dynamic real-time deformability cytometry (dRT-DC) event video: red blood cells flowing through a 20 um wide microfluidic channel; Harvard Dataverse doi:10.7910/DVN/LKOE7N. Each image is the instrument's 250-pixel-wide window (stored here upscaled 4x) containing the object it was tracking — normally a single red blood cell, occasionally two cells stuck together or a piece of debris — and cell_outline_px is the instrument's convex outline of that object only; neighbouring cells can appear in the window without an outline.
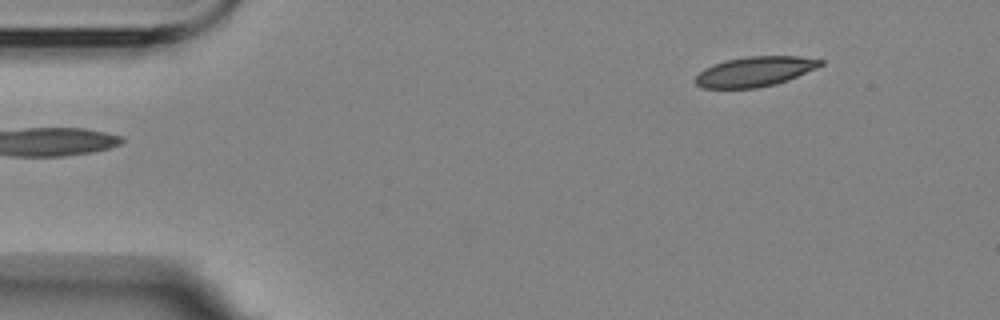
{"species": "Egyptian fruit bat (a non-hibernating species)", "species_latin": "Rousettus aegyptiacus", "temperature_condition": "room temperature", "stored_images_in_passage": 2, "camera_frame_rate_fps": 3000, "um_per_image_px": 0.085, "animal": {"sex": "female"}, "frame": {"image": 1, "passage_image": 2, "time_ms": 1.0, "image_size_px": [1000, 320], "cell_outline_px": [[824, 64], [816, 68], [776, 84], [756, 88], [704, 88], [696, 84], [696, 76], [704, 68], [712, 64], [724, 60], [748, 56], [800, 56], [824, 60]], "centroid_in_image_um": [64.15, 6.07], "position_along_channel_um": 20.8, "area_um2": 21.73}}